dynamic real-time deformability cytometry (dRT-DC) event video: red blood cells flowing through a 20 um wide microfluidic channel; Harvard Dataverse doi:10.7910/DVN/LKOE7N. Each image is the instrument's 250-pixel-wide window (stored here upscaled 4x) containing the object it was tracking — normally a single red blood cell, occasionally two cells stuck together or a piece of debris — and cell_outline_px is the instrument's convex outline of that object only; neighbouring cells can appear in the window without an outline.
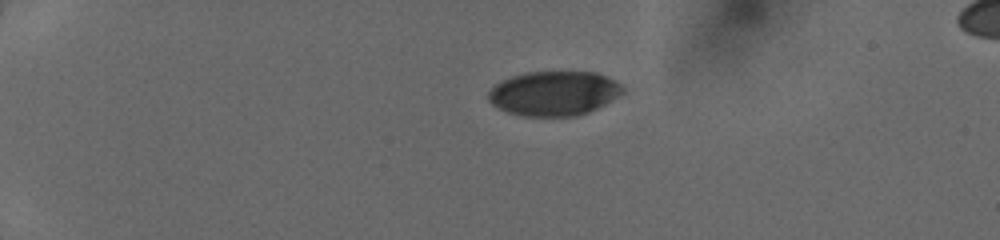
{"species": "human", "species_latin": "Homo sapiens", "temperature_condition": "cold", "stored_images_in_passage": 39, "camera_frame_rate_fps": 3000, "um_per_image_px": 0.085, "donor": {"sex": "female"}, "frame": {"image": 1, "passage_image": 1, "time_ms": 0.0, "image_size_px": [1000, 240], "cell_outline_px": [[624, 92], [612, 100], [588, 112], [576, 116], [524, 116], [508, 112], [492, 104], [488, 100], [488, 92], [496, 84], [512, 76], [528, 72], [596, 72], [616, 80], [624, 88]], "centroid_in_image_um": [47.11, 7.93], "position_along_channel_um": 37.9, "area_um2": 34.68}}
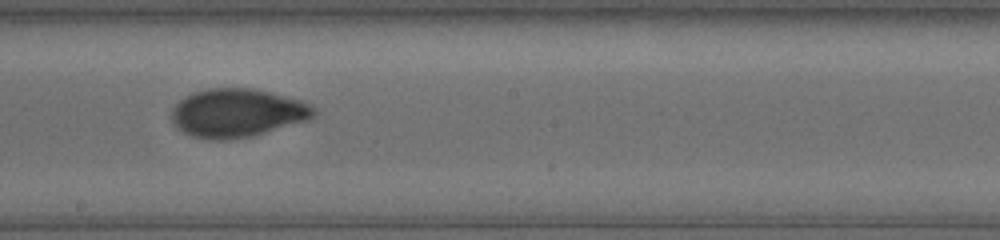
{"frame": {"image": 2, "passage_image": 20, "time_ms": 6.333, "image_size_px": [1000, 240], "cell_outline_px": [[320, 112], [316, 116], [308, 120], [252, 136], [224, 140], [212, 140], [192, 136], [176, 128], [172, 124], [172, 108], [184, 96], [192, 92], [208, 88], [252, 88], [272, 92], [304, 100], [312, 104]], "centroid_in_image_um": [20.21, 9.59], "position_along_channel_um": 228.0, "area_um2": 40.81}}
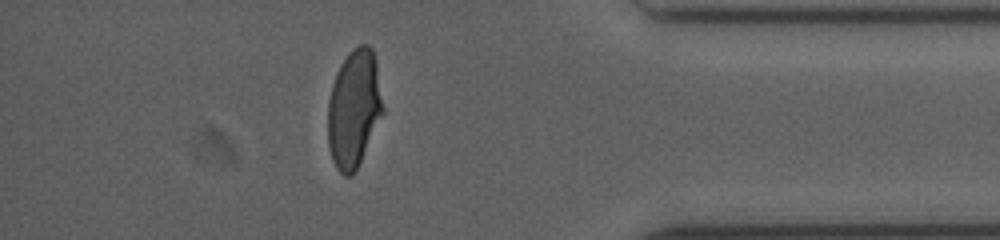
{"frame": {"image": 3, "passage_image": 34, "time_ms": 11.0, "image_size_px": [1000, 240], "cell_outline_px": [[384, 112], [352, 176], [344, 176], [336, 168], [332, 160], [328, 148], [328, 100], [332, 84], [336, 72], [340, 64], [348, 52], [352, 48], [360, 44], [368, 44], [372, 48], [376, 60], [384, 108]], "centroid_in_image_um": [30.08, 9.19], "position_along_channel_um": 405.1, "area_um2": 37.97}}